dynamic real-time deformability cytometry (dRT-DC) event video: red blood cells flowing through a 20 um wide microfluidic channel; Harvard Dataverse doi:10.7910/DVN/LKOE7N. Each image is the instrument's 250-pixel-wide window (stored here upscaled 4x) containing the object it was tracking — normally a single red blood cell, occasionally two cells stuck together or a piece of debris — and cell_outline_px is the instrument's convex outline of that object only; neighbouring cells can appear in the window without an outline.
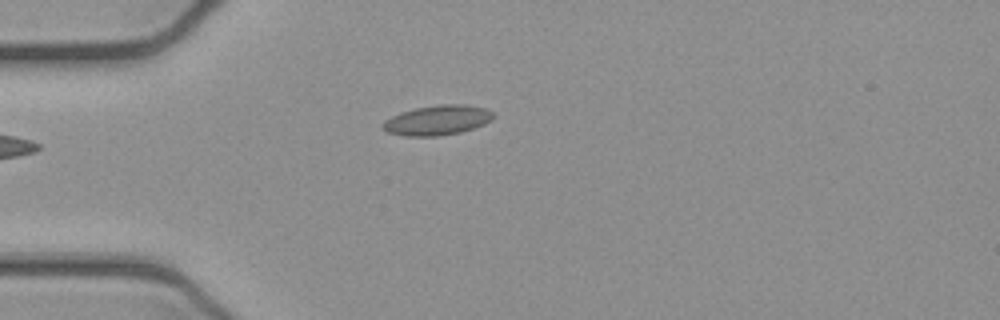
{"species": "common noctule bat (a hibernating species)", "species_latin": "Nyctalus noctula", "temperature_condition": "cold", "stored_images_in_passage": 39, "camera_frame_rate_fps": 3000, "um_per_image_px": 0.085, "animal": {"sex": "female", "body_mass_g": 21.9}, "frame": {"image": 1, "passage_image": 1, "time_ms": 0.0, "image_size_px": [1000, 320], "cell_outline_px": [[496, 116], [492, 120], [484, 124], [460, 132], [440, 136], [404, 136], [388, 132], [380, 128], [380, 124], [384, 120], [400, 112], [416, 108], [440, 104], [464, 104], [484, 108], [492, 112]], "centroid_in_image_um": [37.14, 10.22], "position_along_channel_um": 47.9, "area_um2": 19.36}}
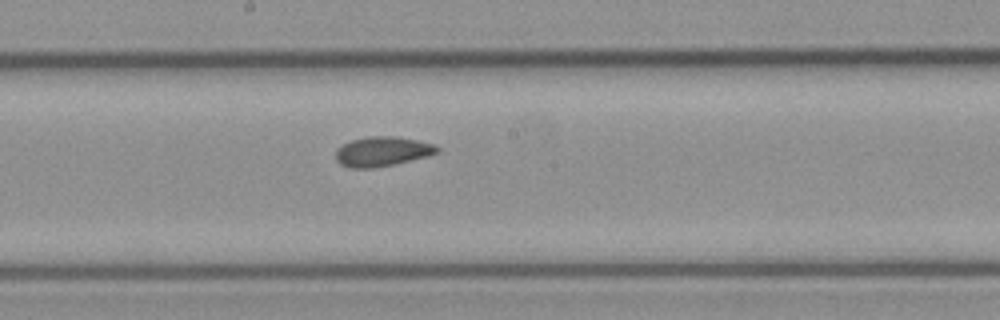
{"frame": {"image": 2, "passage_image": 15, "time_ms": 4.667, "image_size_px": [1000, 320], "cell_outline_px": [[440, 152], [428, 156], [392, 164], [372, 168], [348, 168], [340, 164], [336, 160], [336, 152], [344, 144], [352, 140], [368, 136], [396, 136], [416, 140], [432, 144], [440, 148]], "centroid_in_image_um": [32.5, 12.88], "position_along_channel_um": 215.7, "area_um2": 17.34}}
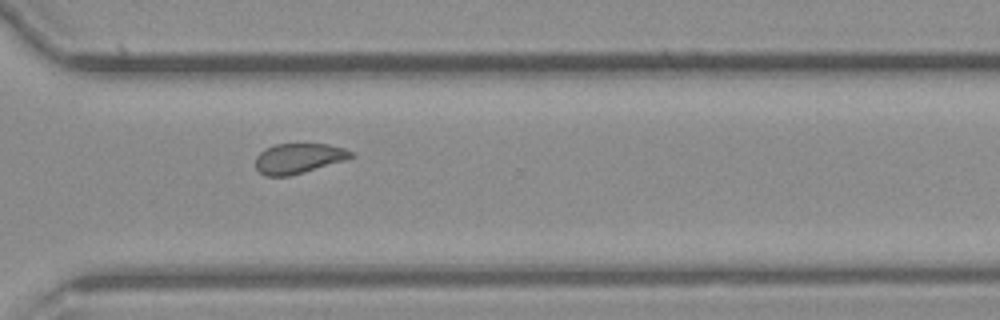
{"frame": {"image": 3, "passage_image": 25, "time_ms": 8.0, "image_size_px": [1000, 320], "cell_outline_px": [[356, 156], [344, 160], [304, 172], [288, 176], [264, 176], [256, 168], [256, 156], [264, 148], [276, 144], [328, 144], [344, 148], [352, 152]], "centroid_in_image_um": [25.36, 13.46], "position_along_channel_um": 345.2, "area_um2": 16.7}, "authors_computed_cell_mechanics": {"area_um2": 17.629, "velocity_mm_per_s": 3.8989, "shape_relaxation_time_tau1_ms": null, "shape_relaxation_time_tau2_ms": 2.1473, "deformation_change_tau1": null, "deformation_change_tau2": 0.055}}